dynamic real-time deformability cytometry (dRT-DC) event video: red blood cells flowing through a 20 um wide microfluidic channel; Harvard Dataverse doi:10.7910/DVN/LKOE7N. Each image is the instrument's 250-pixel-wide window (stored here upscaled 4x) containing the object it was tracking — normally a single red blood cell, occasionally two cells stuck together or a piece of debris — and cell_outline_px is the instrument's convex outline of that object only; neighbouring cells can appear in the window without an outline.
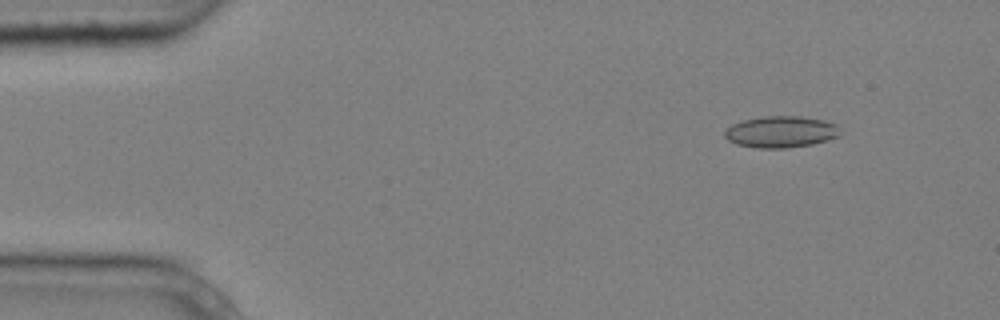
{"species": "common noctule bat (a hibernating species)", "species_latin": "Nyctalus noctula", "temperature_condition": "cold", "stored_images_in_passage": 5, "camera_frame_rate_fps": 3000, "um_per_image_px": 0.085, "animal": {"sex": "male", "body_mass_g": 20.4}, "frame": {"image": 1, "passage_image": 2, "time_ms": 0.333, "image_size_px": [1000, 320], "cell_outline_px": [[840, 136], [812, 144], [784, 148], [760, 148], [736, 144], [728, 140], [724, 136], [724, 132], [732, 124], [740, 120], [760, 116], [800, 116], [824, 120], [840, 124]], "centroid_in_image_um": [66.39, 11.19], "position_along_channel_um": 18.6, "area_um2": 21.44}}
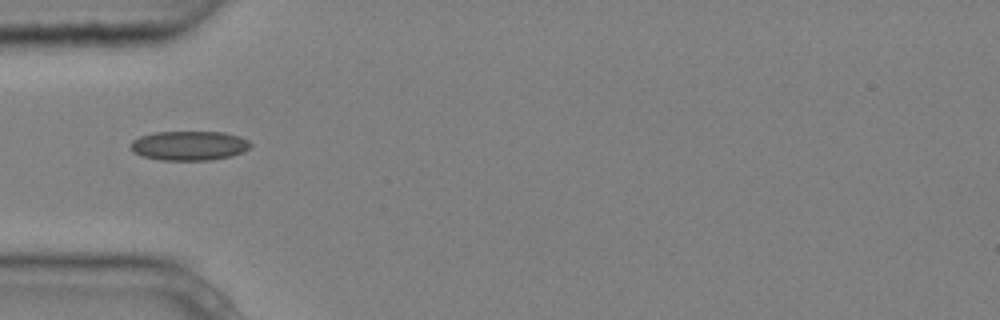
{"frame": {"image": 2, "passage_image": 5, "time_ms": 1.333, "image_size_px": [1000, 320], "cell_outline_px": [[252, 144], [244, 152], [232, 156], [208, 160], [160, 160], [140, 156], [132, 152], [132, 140], [140, 136], [156, 132], [224, 132], [240, 136], [248, 140]], "centroid_in_image_um": [16.09, 12.38], "position_along_channel_um": 68.9, "area_um2": 20.63}}